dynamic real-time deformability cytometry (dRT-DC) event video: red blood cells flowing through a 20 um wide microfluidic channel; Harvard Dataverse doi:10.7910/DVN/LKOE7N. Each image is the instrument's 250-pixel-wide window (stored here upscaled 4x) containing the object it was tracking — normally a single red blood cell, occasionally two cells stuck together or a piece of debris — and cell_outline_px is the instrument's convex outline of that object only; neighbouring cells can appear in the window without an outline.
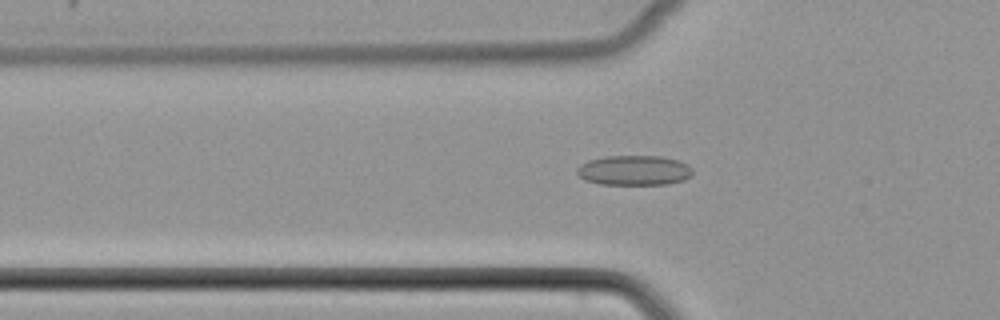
{"species": "common noctule bat (a hibernating species)", "species_latin": "Nyctalus noctula", "temperature_condition": "cold", "stored_images_in_passage": 52, "camera_frame_rate_fps": 3000, "um_per_image_px": 0.085, "animal": {"sex": "female", "body_mass_g": 22.7, "forearm_length_mm": 54.2}, "frame": {"image": 1, "passage_image": 18, "time_ms": 5.667, "image_size_px": [1000, 320], "cell_outline_px": [[692, 176], [684, 180], [668, 184], [600, 184], [584, 180], [576, 172], [576, 168], [580, 164], [588, 160], [604, 156], [660, 156], [676, 160], [688, 164], [692, 168]], "centroid_in_image_um": [53.89, 14.48], "position_along_channel_um": 71.9, "area_um2": 20.29}}
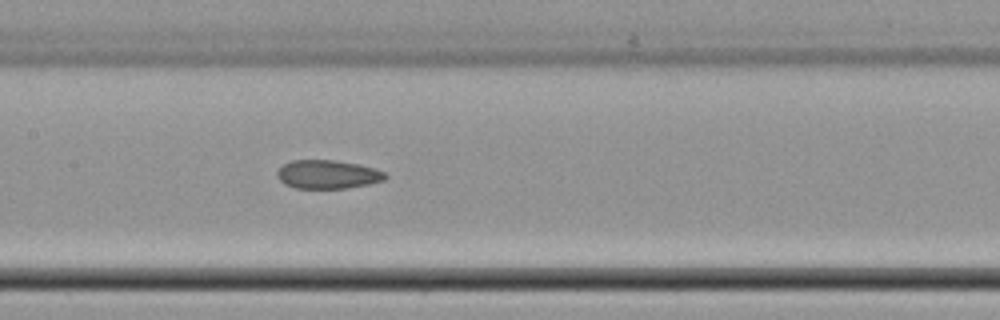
{"frame": {"image": 2, "passage_image": 26, "time_ms": 8.333, "image_size_px": [1000, 320], "cell_outline_px": [[388, 176], [384, 180], [368, 184], [348, 188], [296, 188], [284, 184], [276, 176], [276, 172], [284, 164], [292, 160], [336, 160], [360, 164], [376, 168], [384, 172]], "centroid_in_image_um": [27.86, 14.82], "position_along_channel_um": 179.5, "area_um2": 18.15}}
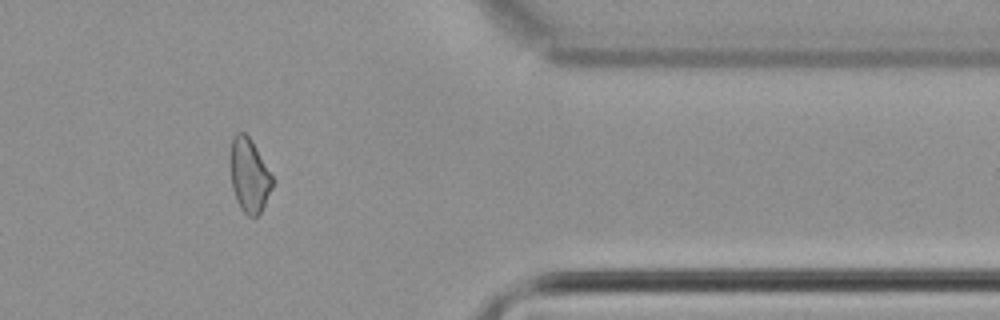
{"frame": {"image": 3, "passage_image": 43, "time_ms": 14.0, "image_size_px": [1000, 320], "cell_outline_px": [[276, 180], [260, 212], [256, 216], [248, 216], [240, 208], [236, 200], [232, 188], [228, 160], [232, 136], [236, 132], [244, 132], [252, 140]], "centroid_in_image_um": [21.16, 14.85], "position_along_channel_um": 390.2, "area_um2": 18.73}}